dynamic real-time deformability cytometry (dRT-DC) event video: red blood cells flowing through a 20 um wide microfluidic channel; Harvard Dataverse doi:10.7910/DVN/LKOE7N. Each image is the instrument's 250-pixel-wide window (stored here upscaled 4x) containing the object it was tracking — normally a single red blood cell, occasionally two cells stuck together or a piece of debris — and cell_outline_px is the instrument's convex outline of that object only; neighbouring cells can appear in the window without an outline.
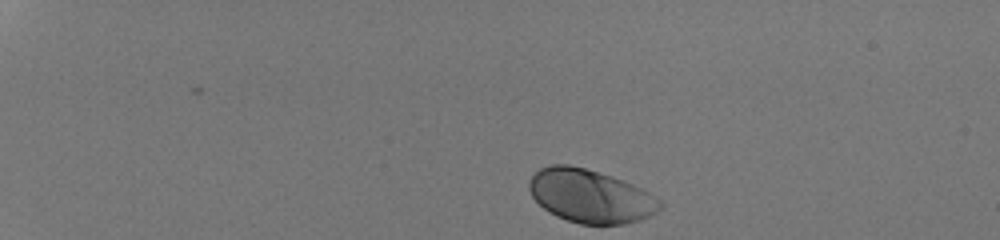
{"species": "human", "species_latin": "Homo sapiens", "temperature_condition": "room temperature", "stored_images_in_passage": 38, "camera_frame_rate_fps": 3000, "um_per_image_px": 0.085, "donor": {"sex": "male"}, "frame": {"image": 1, "passage_image": 1, "time_ms": 0.0, "image_size_px": [1000, 240], "cell_outline_px": [[664, 204], [656, 212], [640, 220], [624, 224], [580, 224], [556, 216], [548, 212], [532, 196], [528, 188], [528, 180], [540, 168], [548, 164], [568, 164], [584, 168], [612, 176], [632, 184], [648, 192], [660, 200]], "centroid_in_image_um": [50.16, 16.66], "position_along_channel_um": 34.8, "area_um2": 40.58}}
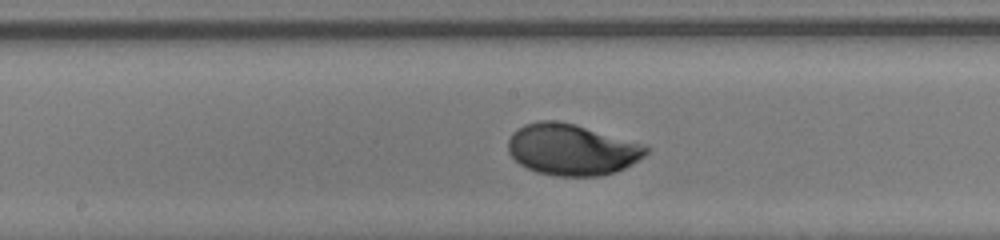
{"frame": {"image": 2, "passage_image": 22, "time_ms": 7.0, "image_size_px": [1000, 240], "cell_outline_px": [[648, 152], [644, 156], [632, 164], [624, 168], [600, 176], [556, 176], [536, 172], [520, 164], [508, 152], [508, 140], [512, 132], [524, 124], [540, 120], [556, 120], [576, 124], [648, 144]], "centroid_in_image_um": [48.63, 12.69], "position_along_channel_um": 199.6, "area_um2": 41.62}}
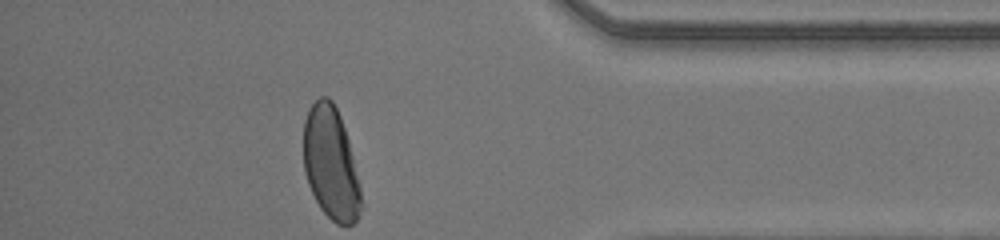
{"frame": {"image": 3, "passage_image": 38, "time_ms": 12.333, "image_size_px": [1000, 240], "cell_outline_px": [[364, 208], [356, 220], [352, 224], [336, 224], [320, 208], [308, 184], [304, 172], [304, 120], [308, 108], [320, 96], [328, 96], [332, 100], [340, 116], [348, 140], [360, 188]], "centroid_in_image_um": [28.12, 13.9], "position_along_channel_um": 407.1, "area_um2": 37.69}, "authors_computed_cell_mechanics": {"area_um2": 40.2288, "velocity_mm_per_s": 4.1709, "shape_relaxation_time_tau1_ms": 2.5388, "shape_relaxation_time_tau2_ms": null, "deformation_change_tau1": 0.1314, "deformation_change_tau2": null}}